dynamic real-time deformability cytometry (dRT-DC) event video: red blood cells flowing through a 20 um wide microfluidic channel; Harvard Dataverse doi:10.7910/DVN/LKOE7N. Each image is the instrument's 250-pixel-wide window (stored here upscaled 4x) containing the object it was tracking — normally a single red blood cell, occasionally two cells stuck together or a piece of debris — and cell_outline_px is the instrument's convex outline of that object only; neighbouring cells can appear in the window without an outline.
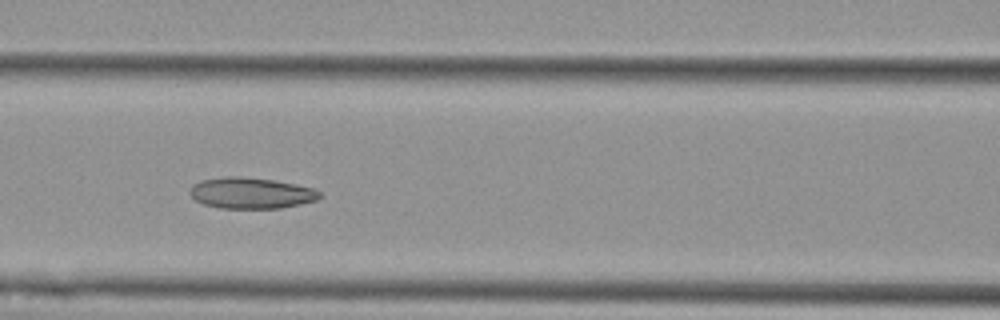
{"species": "Egyptian fruit bat (a non-hibernating species)", "species_latin": "Rousettus aegyptiacus", "temperature_condition": "cold", "stored_images_in_passage": 10, "camera_frame_rate_fps": 3000, "um_per_image_px": 0.085, "animal": {"sex": "female"}, "frame": {"image": 1, "passage_image": 7, "time_ms": 7.0, "image_size_px": [1000, 320], "cell_outline_px": [[320, 196], [316, 200], [300, 204], [280, 208], [220, 208], [204, 204], [196, 200], [192, 196], [192, 184], [200, 180], [224, 176], [240, 176], [272, 180], [296, 184], [312, 188], [320, 192]], "centroid_in_image_um": [21.33, 16.4], "position_along_channel_um": 145.3, "area_um2": 23.29}}
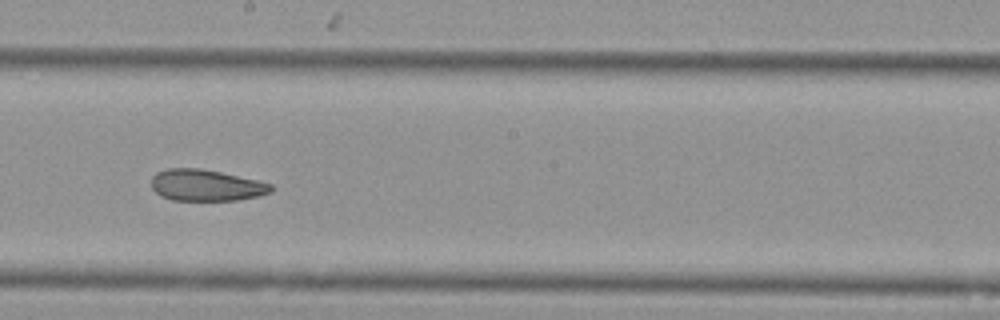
{"frame": {"image": 2, "passage_image": 9, "time_ms": 9.333, "image_size_px": [1000, 320], "cell_outline_px": [[272, 192], [256, 196], [236, 200], [172, 200], [160, 196], [152, 188], [152, 176], [156, 172], [168, 168], [200, 168], [220, 172], [256, 180], [272, 184]], "centroid_in_image_um": [17.48, 15.74], "position_along_channel_um": 230.7, "area_um2": 21.79}}
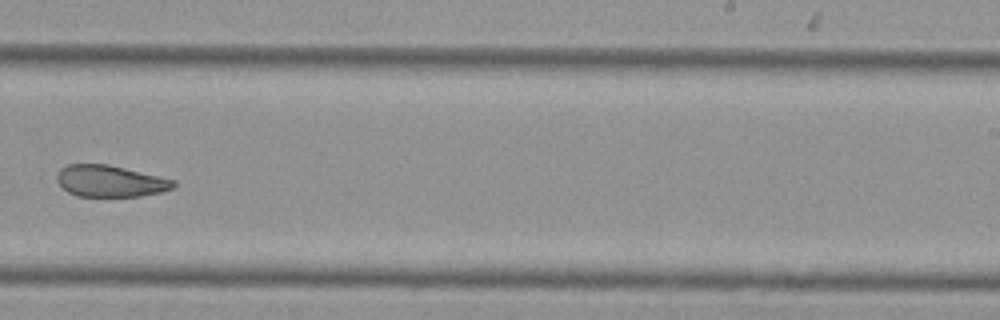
{"frame": {"image": 3, "passage_image": 10, "time_ms": 10.667, "image_size_px": [1000, 320], "cell_outline_px": [[176, 184], [172, 188], [160, 192], [140, 196], [76, 196], [68, 192], [56, 180], [56, 176], [60, 168], [68, 164], [108, 164], [176, 180]], "centroid_in_image_um": [9.35, 15.39], "position_along_channel_um": 279.6, "area_um2": 21.39}}